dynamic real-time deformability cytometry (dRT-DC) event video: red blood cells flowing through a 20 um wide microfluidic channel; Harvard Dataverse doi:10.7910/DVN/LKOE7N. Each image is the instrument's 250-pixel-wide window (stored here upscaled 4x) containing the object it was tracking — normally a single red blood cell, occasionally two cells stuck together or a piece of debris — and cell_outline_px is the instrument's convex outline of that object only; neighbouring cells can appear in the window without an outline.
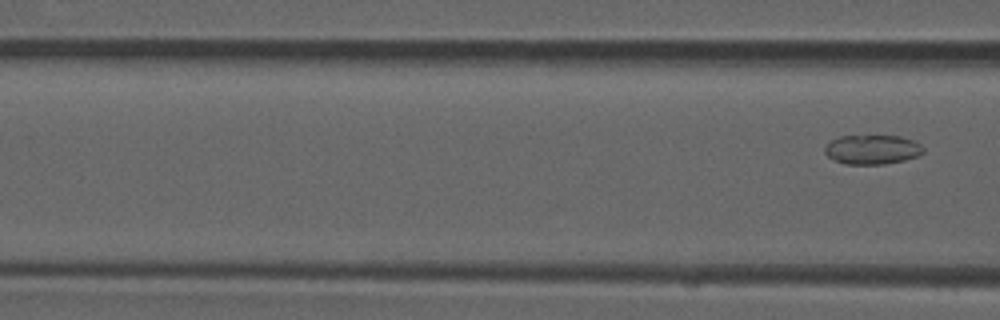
{"species": "common noctule bat (a hibernating species)", "species_latin": "Nyctalus noctula", "temperature_condition": "room temperature", "stored_images_in_passage": 4, "segment_of_instrument_passage": [2, 2], "camera_frame_rate_fps": 3000, "um_per_image_px": 0.085, "animal": {"sex": "male", "forearm_length_mm": 52.5}, "frame": {"image": 1, "passage_image": 4, "time_ms": 1.0, "image_size_px": [1000, 320], "cell_outline_px": [[924, 152], [916, 156], [904, 160], [884, 164], [844, 164], [828, 156], [824, 152], [824, 148], [832, 140], [840, 136], [900, 136], [912, 140], [920, 144], [924, 148]], "centroid_in_image_um": [74.15, 12.71], "position_along_channel_um": 92.5, "area_um2": 16.7}}